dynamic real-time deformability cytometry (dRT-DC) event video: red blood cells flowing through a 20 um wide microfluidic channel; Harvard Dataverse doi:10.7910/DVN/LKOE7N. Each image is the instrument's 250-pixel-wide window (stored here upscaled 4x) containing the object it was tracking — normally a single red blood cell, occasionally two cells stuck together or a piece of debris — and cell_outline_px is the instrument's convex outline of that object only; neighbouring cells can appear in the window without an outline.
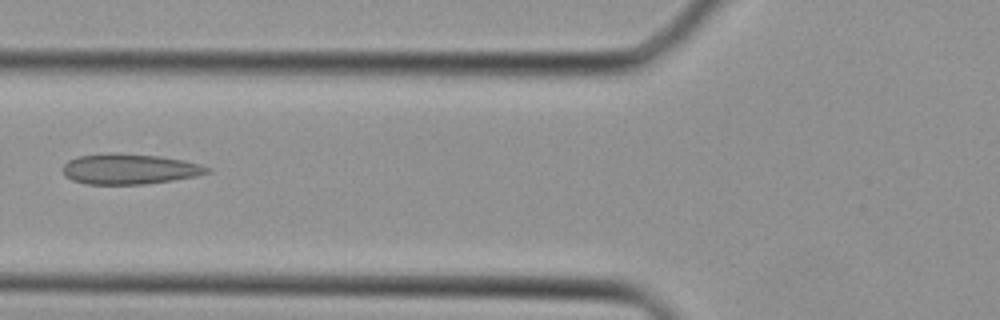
{"species": "Egyptian fruit bat (a non-hibernating species)", "species_latin": "Rousettus aegyptiacus", "temperature_condition": "cold", "stored_images_in_passage": 21, "camera_frame_rate_fps": 3000, "um_per_image_px": 0.085, "animal": {"sex": "female"}, "frame": {"image": 1, "passage_image": 15, "time_ms": 4.667, "image_size_px": [1000, 320], "cell_outline_px": [[212, 172], [196, 176], [172, 180], [144, 184], [88, 184], [72, 180], [64, 172], [64, 164], [68, 160], [80, 156], [108, 152], [116, 152], [160, 156], [184, 160], [200, 164], [212, 168]], "centroid_in_image_um": [11.06, 14.35], "position_along_channel_um": 114.7, "area_um2": 25.66}}
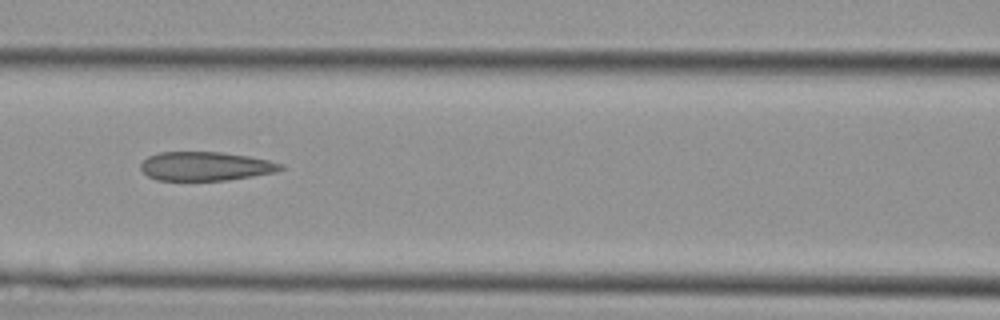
{"frame": {"image": 2, "passage_image": 17, "time_ms": 5.333, "image_size_px": [1000, 320], "cell_outline_px": [[284, 168], [276, 172], [228, 180], [156, 180], [148, 176], [140, 168], [140, 164], [148, 156], [160, 152], [220, 152], [248, 156], [268, 160], [284, 164]], "centroid_in_image_um": [17.47, 14.13], "position_along_channel_um": 149.1, "area_um2": 23.52}}
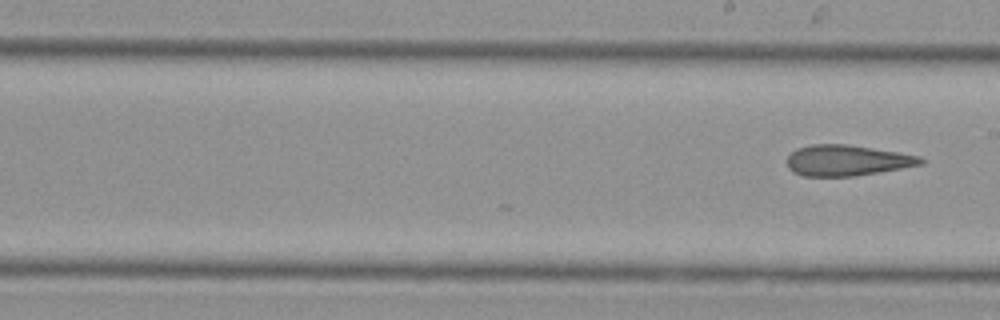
{"frame": {"image": 3, "passage_image": 21, "time_ms": 6.667, "image_size_px": [1000, 320], "cell_outline_px": [[924, 164], [856, 176], [804, 176], [792, 172], [788, 168], [788, 156], [796, 148], [812, 144], [848, 144], [920, 156], [924, 160]], "centroid_in_image_um": [71.98, 13.63], "position_along_channel_um": 217.0, "area_um2": 23.93}}